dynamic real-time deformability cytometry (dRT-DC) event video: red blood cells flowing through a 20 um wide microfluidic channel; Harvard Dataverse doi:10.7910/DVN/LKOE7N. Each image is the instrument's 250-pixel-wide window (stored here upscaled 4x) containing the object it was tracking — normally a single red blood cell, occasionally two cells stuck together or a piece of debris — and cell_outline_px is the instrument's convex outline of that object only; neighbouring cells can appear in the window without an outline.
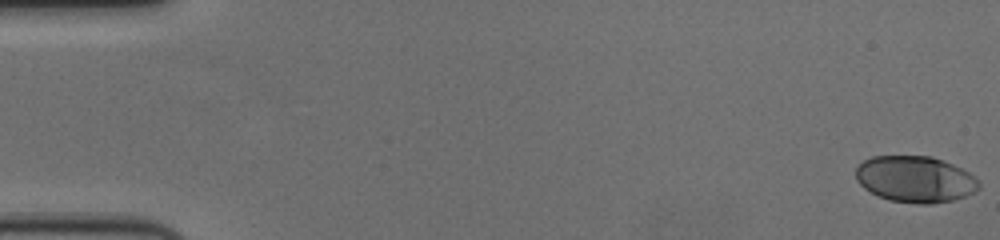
{"species": "human", "species_latin": "Homo sapiens", "temperature_condition": "cold", "stored_images_in_passage": 58, "camera_frame_rate_fps": 3000, "um_per_image_px": 0.085, "donor": {"sex": "female"}, "frame": {"image": 1, "passage_image": 1, "time_ms": 0.0, "image_size_px": [1000, 240], "cell_outline_px": [[980, 188], [964, 196], [952, 200], [932, 204], [916, 204], [888, 200], [876, 196], [864, 188], [856, 180], [856, 168], [864, 160], [872, 156], [932, 156], [944, 160], [976, 176], [980, 184]], "centroid_in_image_um": [77.78, 15.24], "position_along_channel_um": 7.2, "area_um2": 33.47}}
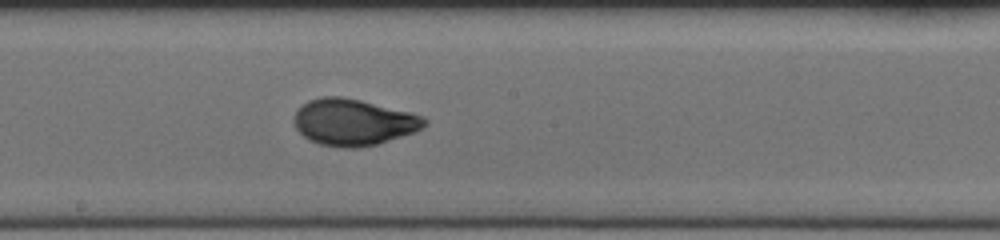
{"frame": {"image": 2, "passage_image": 32, "time_ms": 10.333, "image_size_px": [1000, 240], "cell_outline_px": [[428, 124], [416, 132], [376, 144], [356, 148], [340, 148], [320, 144], [308, 140], [296, 128], [292, 120], [296, 108], [308, 100], [320, 96], [340, 96], [360, 100], [424, 116], [428, 120]], "centroid_in_image_um": [30.01, 10.38], "position_along_channel_um": 218.2, "area_um2": 35.6}}
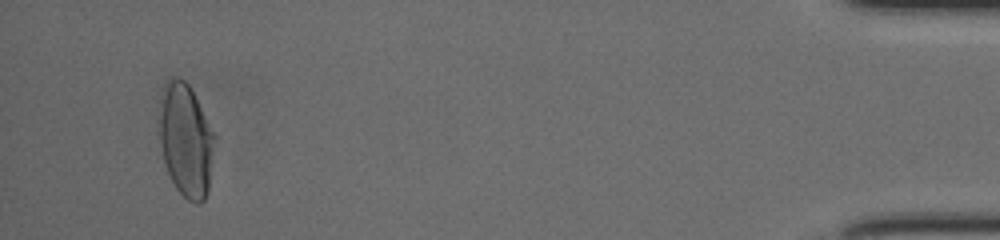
{"frame": {"image": 3, "passage_image": 55, "time_ms": 18.0, "image_size_px": [1000, 240], "cell_outline_px": [[216, 136], [208, 192], [204, 200], [200, 204], [196, 204], [188, 200], [176, 188], [168, 172], [164, 160], [160, 144], [156, 120], [164, 84], [172, 80], [184, 80], [188, 84]], "centroid_in_image_um": [15.78, 11.95], "position_along_channel_um": 419.4, "area_um2": 36.59}, "authors_computed_cell_mechanics": {"area_um2": 33.9864, "velocity_mm_per_s": 3.6144, "shape_relaxation_time_tau1_ms": 4.4261, "shape_relaxation_time_tau2_ms": 0.8491, "deformation_change_tau1": 0.1864, "deformation_change_tau2": 0.0493}}